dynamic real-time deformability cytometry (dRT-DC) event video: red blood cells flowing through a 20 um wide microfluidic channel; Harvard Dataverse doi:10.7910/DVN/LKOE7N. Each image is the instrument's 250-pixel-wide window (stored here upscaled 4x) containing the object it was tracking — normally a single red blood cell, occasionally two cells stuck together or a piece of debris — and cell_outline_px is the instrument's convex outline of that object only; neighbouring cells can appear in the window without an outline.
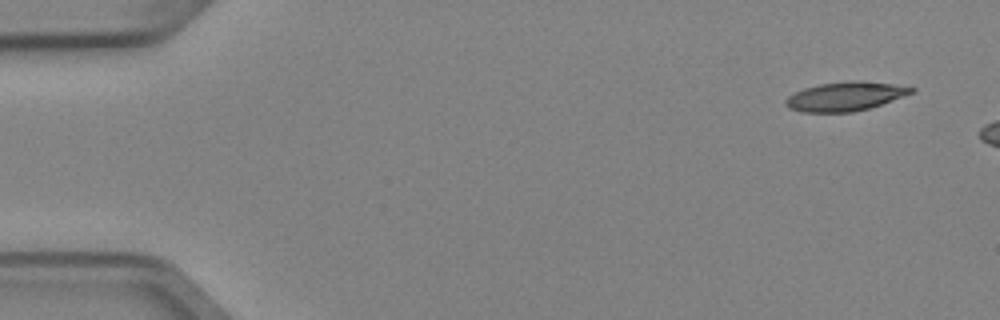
{"species": "Egyptian fruit bat (a non-hibernating species)", "species_latin": "Rousettus aegyptiacus", "temperature_condition": "cold", "stored_images_in_passage": 5, "camera_frame_rate_fps": 3000, "um_per_image_px": 0.085, "animal": {"sex": "female"}, "frame": {"image": 1, "passage_image": 5, "time_ms": 1.333, "image_size_px": [1000, 320], "cell_outline_px": [[916, 88], [912, 92], [880, 104], [868, 108], [852, 112], [804, 112], [788, 108], [784, 104], [784, 100], [788, 96], [804, 88], [820, 84], [852, 80], [860, 80], [892, 84]], "centroid_in_image_um": [71.78, 8.19], "position_along_channel_um": 13.2, "area_um2": 20.92}}